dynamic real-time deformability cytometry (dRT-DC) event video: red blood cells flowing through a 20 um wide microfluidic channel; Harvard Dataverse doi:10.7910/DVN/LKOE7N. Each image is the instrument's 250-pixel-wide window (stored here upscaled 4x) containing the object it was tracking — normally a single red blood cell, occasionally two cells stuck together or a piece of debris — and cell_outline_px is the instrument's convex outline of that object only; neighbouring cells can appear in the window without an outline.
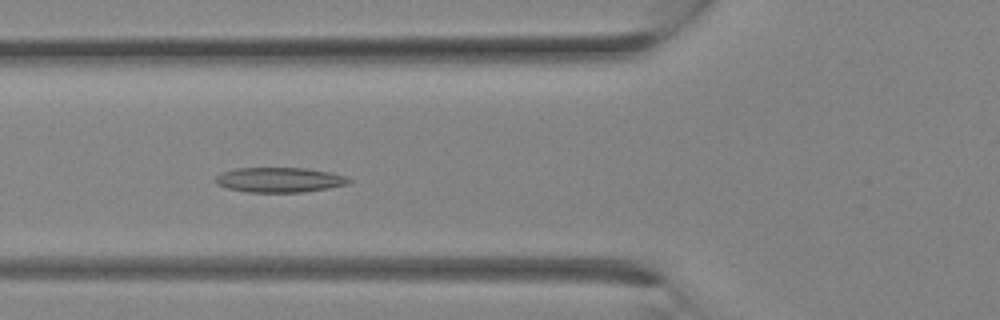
{"species": "Egyptian fruit bat (a non-hibernating species)", "species_latin": "Rousettus aegyptiacus", "temperature_condition": "room temperature", "stored_images_in_passage": 25, "camera_frame_rate_fps": 3000, "um_per_image_px": 0.085, "animal": {"sex": "female"}, "frame": {"image": 1, "passage_image": 7, "time_ms": 2.0, "image_size_px": [1000, 320], "cell_outline_px": [[352, 180], [348, 184], [328, 188], [304, 192], [248, 192], [228, 188], [216, 184], [216, 176], [220, 172], [236, 168], [308, 168], [332, 172], [348, 176]], "centroid_in_image_um": [23.79, 15.28], "position_along_channel_um": 102.0, "area_um2": 19.54}}
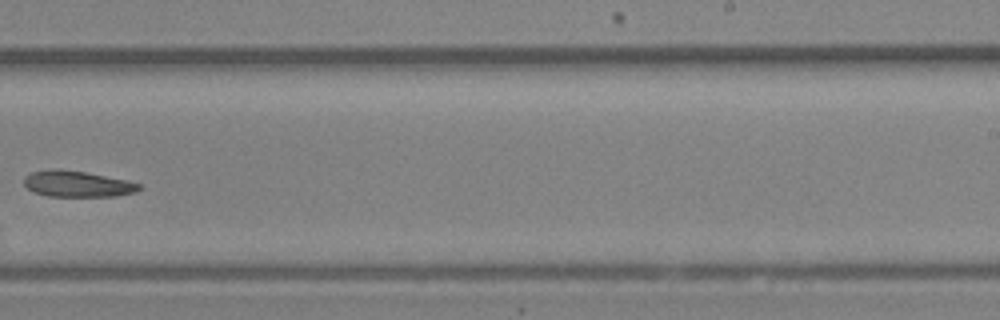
{"frame": {"image": 2, "passage_image": 15, "time_ms": 4.667, "image_size_px": [1000, 320], "cell_outline_px": [[140, 188], [136, 192], [116, 196], [48, 196], [36, 192], [28, 188], [24, 184], [24, 176], [32, 172], [48, 168], [56, 168], [84, 172], [124, 180], [140, 184]], "centroid_in_image_um": [6.53, 15.62], "position_along_channel_um": 282.5, "area_um2": 17.28}}
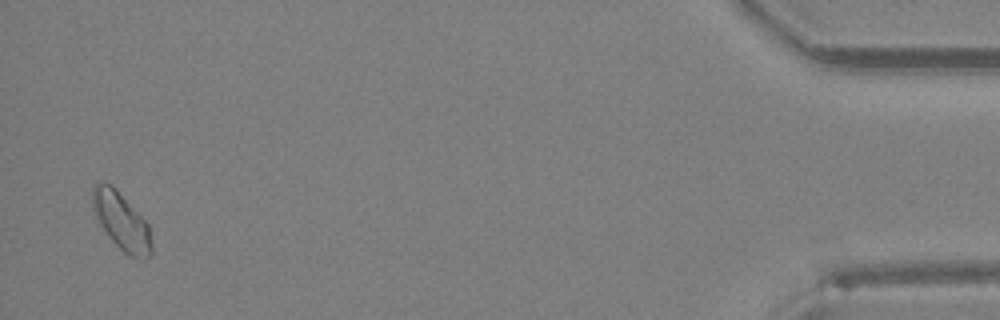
{"frame": {"image": 3, "passage_image": 25, "time_ms": 8.0, "image_size_px": [1000, 320], "cell_outline_px": [[152, 252], [148, 256], [140, 260], [128, 256], [112, 240], [100, 224], [92, 204], [92, 188], [96, 184], [112, 184], [116, 188], [148, 224], [152, 244]], "centroid_in_image_um": [10.35, 18.83], "position_along_channel_um": 424.9, "area_um2": 19.36}}